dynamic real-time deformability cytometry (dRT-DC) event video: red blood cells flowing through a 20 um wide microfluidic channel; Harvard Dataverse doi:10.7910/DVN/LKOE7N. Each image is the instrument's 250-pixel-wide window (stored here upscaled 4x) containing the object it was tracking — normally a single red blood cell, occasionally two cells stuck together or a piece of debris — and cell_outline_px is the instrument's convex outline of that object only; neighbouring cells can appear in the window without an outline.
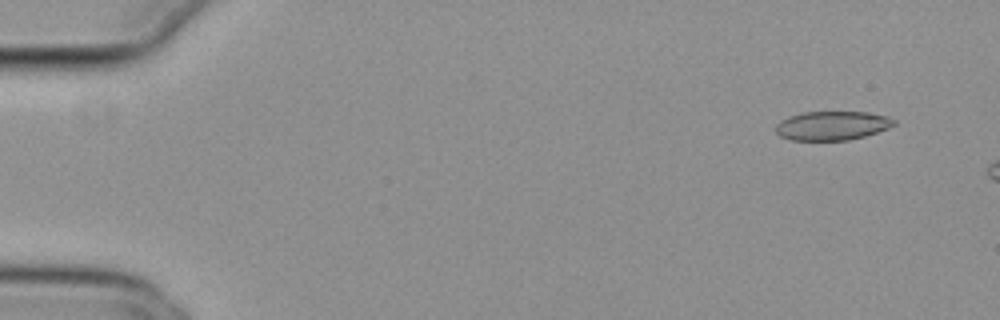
{"species": "common noctule bat (a hibernating species)", "species_latin": "Nyctalus noctula", "temperature_condition": "cold", "stored_images_in_passage": 9, "camera_frame_rate_fps": 3000, "um_per_image_px": 0.085, "animal": {"sex": "female", "body_mass_g": 29.2, "forearm_length_mm": 56.3}, "frame": {"image": 1, "passage_image": 3, "time_ms": 0.667, "image_size_px": [1000, 320], "cell_outline_px": [[896, 124], [888, 128], [864, 136], [848, 140], [792, 140], [780, 136], [776, 132], [776, 124], [780, 120], [788, 116], [804, 112], [868, 112], [888, 116], [896, 120]], "centroid_in_image_um": [70.73, 10.67], "position_along_channel_um": 14.3, "area_um2": 20.0}}